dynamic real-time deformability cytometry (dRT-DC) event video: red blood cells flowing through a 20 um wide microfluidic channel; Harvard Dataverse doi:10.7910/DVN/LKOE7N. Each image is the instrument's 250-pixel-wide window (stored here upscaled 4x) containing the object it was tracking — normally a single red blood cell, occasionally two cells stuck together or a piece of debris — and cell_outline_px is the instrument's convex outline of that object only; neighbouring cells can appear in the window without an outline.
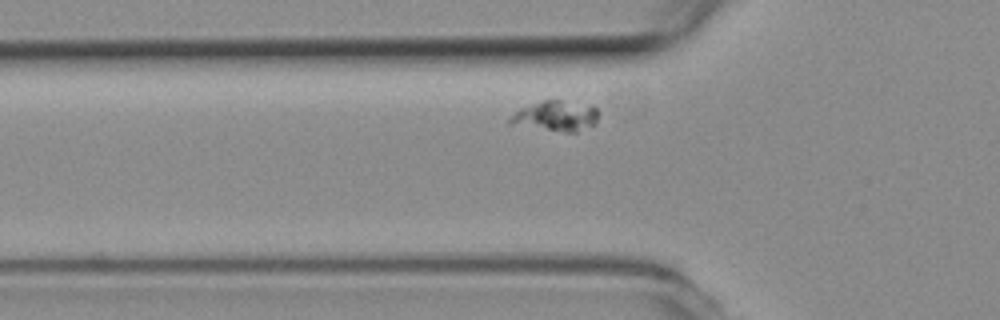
{"species": "common noctule bat (a hibernating species)", "species_latin": "Nyctalus noctula", "temperature_condition": "room temperature", "stored_images_in_passage": 40, "camera_frame_rate_fps": 3000, "um_per_image_px": 0.085, "animal": {"sex": "female", "body_mass_g": 19.3, "forearm_length_mm": 54.1}, "frame": {"image": 1, "passage_image": 6, "time_ms": 1.667, "image_size_px": [1000, 320], "cell_outline_px": [[600, 112], [596, 124], [576, 132], [564, 132], [508, 124], [508, 120], [520, 108], [544, 100], [560, 100], [592, 104]], "centroid_in_image_um": [47.31, 9.86], "position_along_channel_um": 78.5, "area_um2": 15.84}}
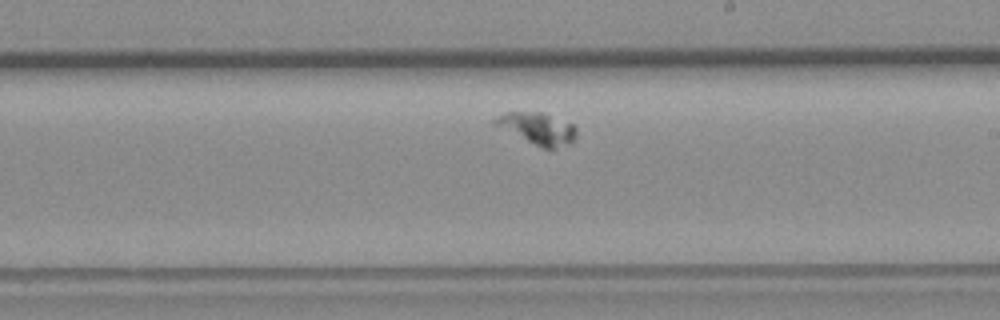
{"frame": {"image": 2, "passage_image": 20, "time_ms": 6.333, "image_size_px": [1000, 320], "cell_outline_px": [[576, 136], [572, 144], [552, 148], [544, 148], [492, 124], [492, 120], [496, 116], [504, 112], [544, 112], [572, 124], [576, 128]], "centroid_in_image_um": [45.69, 10.9], "position_along_channel_um": 243.3, "area_um2": 14.91}}
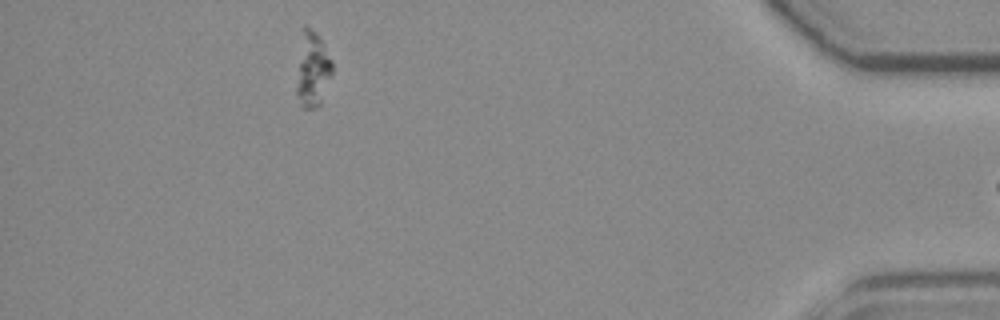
{"frame": {"image": 3, "passage_image": 39, "time_ms": 12.667, "image_size_px": [1000, 320], "cell_outline_px": [[332, 72], [320, 104], [316, 108], [300, 108], [296, 96], [296, 88], [304, 24], [316, 32], [332, 60]], "centroid_in_image_um": [26.57, 5.98], "position_along_channel_um": 408.6, "area_um2": 15.14}}